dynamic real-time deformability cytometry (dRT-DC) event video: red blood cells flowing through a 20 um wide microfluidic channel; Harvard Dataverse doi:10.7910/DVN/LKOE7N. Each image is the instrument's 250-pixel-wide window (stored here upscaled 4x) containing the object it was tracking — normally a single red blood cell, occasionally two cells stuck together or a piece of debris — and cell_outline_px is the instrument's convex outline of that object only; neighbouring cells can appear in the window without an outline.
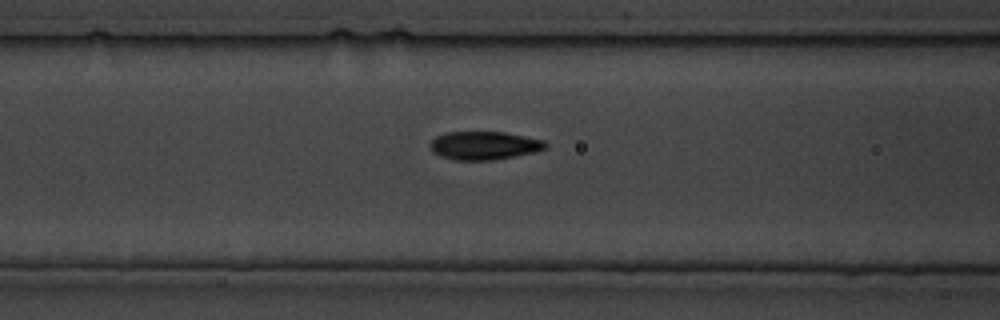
{"species": "common noctule bat (a hibernating species)", "species_latin": "Nyctalus noctula", "temperature_condition": "cold", "stored_images_in_passage": 22, "camera_frame_rate_fps": 3000, "um_per_image_px": 0.085, "animal": {"sex": "male", "body_mass_g": 19.5, "forearm_length_mm": 54.6}, "frame": {"image": 1, "passage_image": 4, "time_ms": 3.667, "image_size_px": [1000, 320], "cell_outline_px": [[548, 144], [544, 148], [536, 152], [516, 156], [492, 160], [456, 160], [440, 156], [432, 152], [432, 140], [436, 136], [448, 132], [504, 132], [544, 140]], "centroid_in_image_um": [41.17, 12.37], "position_along_channel_um": 125.4, "area_um2": 18.9}}
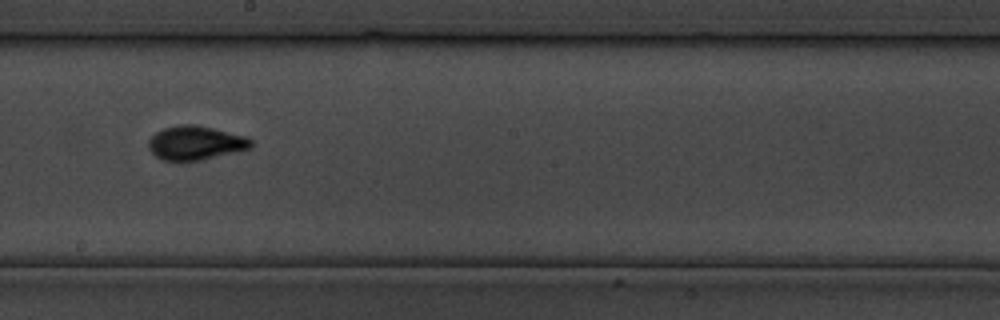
{"frame": {"image": 2, "passage_image": 9, "time_ms": 10.333, "image_size_px": [1000, 320], "cell_outline_px": [[252, 148], [200, 160], [164, 160], [156, 156], [148, 148], [148, 140], [156, 132], [164, 128], [180, 124], [192, 124], [212, 128], [248, 136], [252, 140]], "centroid_in_image_um": [16.63, 12.13], "position_along_channel_um": 231.6, "area_um2": 20.17}}
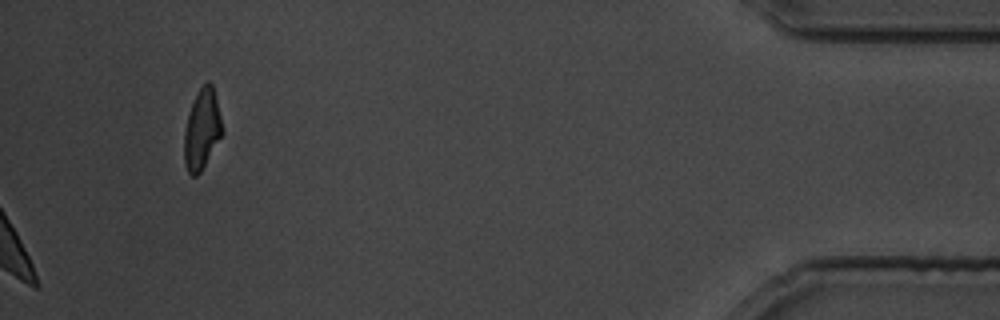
{"frame": {"image": 3, "passage_image": 22, "time_ms": 26.0, "image_size_px": [1000, 320], "cell_outline_px": [[224, 132], [200, 172], [196, 176], [192, 176], [188, 172], [184, 164], [184, 132], [188, 112], [196, 92], [208, 80], [212, 84]], "centroid_in_image_um": [17.15, 11.0], "position_along_channel_um": 418.1, "area_um2": 17.74}}